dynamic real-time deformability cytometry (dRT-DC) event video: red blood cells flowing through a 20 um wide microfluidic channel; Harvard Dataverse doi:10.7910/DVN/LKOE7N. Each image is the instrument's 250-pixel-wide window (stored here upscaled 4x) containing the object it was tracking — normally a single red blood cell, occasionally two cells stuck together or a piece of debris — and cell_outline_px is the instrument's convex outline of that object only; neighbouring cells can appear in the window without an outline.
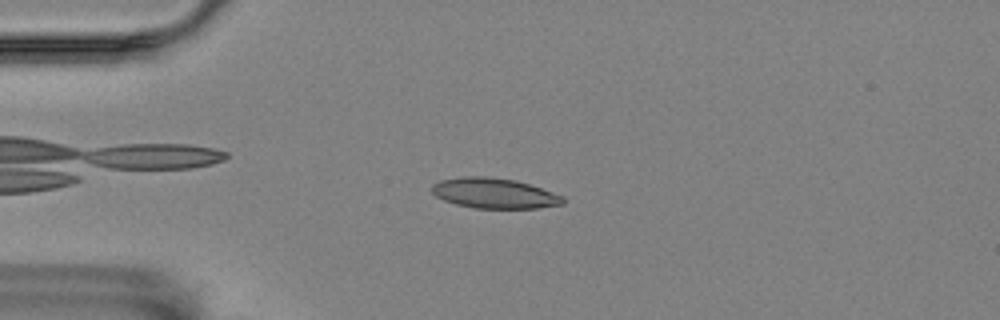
{"species": "Egyptian fruit bat (a non-hibernating species)", "species_latin": "Rousettus aegyptiacus", "temperature_condition": "room temperature", "stored_images_in_passage": 47, "camera_frame_rate_fps": 3000, "um_per_image_px": 0.085, "animal": {"sex": "female"}, "frame": {"image": 1, "passage_image": 11, "time_ms": 3.333, "image_size_px": [1000, 320], "cell_outline_px": [[564, 204], [536, 208], [472, 208], [456, 204], [444, 200], [436, 196], [432, 192], [432, 184], [440, 180], [464, 176], [484, 176], [516, 180], [564, 196]], "centroid_in_image_um": [41.99, 16.42], "position_along_channel_um": 43.0, "area_um2": 23.06}}
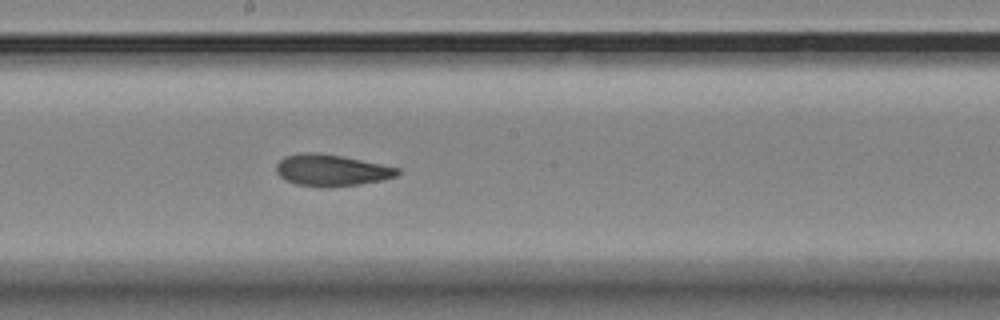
{"frame": {"image": 2, "passage_image": 28, "time_ms": 9.0, "image_size_px": [1000, 320], "cell_outline_px": [[400, 172], [396, 176], [380, 180], [360, 184], [332, 188], [320, 188], [296, 184], [280, 176], [276, 172], [276, 164], [284, 156], [304, 152], [320, 152], [400, 168]], "centroid_in_image_um": [28.14, 14.48], "position_along_channel_um": 220.1, "area_um2": 22.37}}
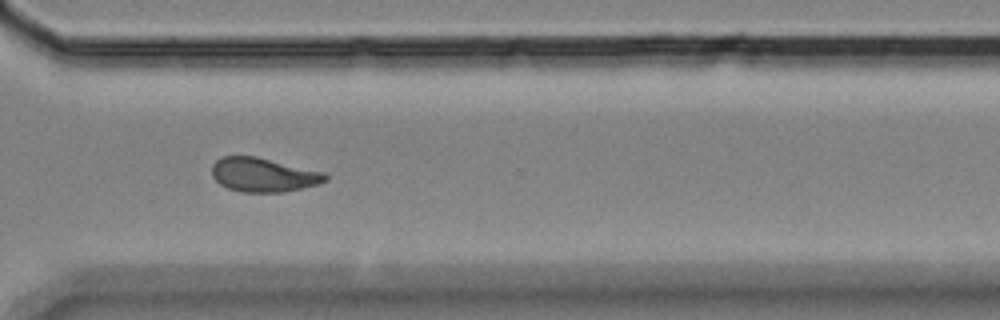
{"frame": {"image": 3, "passage_image": 39, "time_ms": 12.667, "image_size_px": [1000, 320], "cell_outline_px": [[328, 180], [316, 184], [284, 192], [240, 192], [228, 188], [220, 184], [212, 176], [212, 164], [220, 156], [256, 156], [324, 172], [328, 176]], "centroid_in_image_um": [22.36, 14.85], "position_along_channel_um": 348.2, "area_um2": 22.48}, "authors_computed_cell_mechanics": {"area_um2": 22.1374, "velocity_mm_per_s": 3.4995, "shape_relaxation_time_tau1_ms": 10.0503, "shape_relaxation_time_tau2_ms": 2.5149, "deformation_change_tau1": 0.1996, "deformation_change_tau2": 0.0889}}